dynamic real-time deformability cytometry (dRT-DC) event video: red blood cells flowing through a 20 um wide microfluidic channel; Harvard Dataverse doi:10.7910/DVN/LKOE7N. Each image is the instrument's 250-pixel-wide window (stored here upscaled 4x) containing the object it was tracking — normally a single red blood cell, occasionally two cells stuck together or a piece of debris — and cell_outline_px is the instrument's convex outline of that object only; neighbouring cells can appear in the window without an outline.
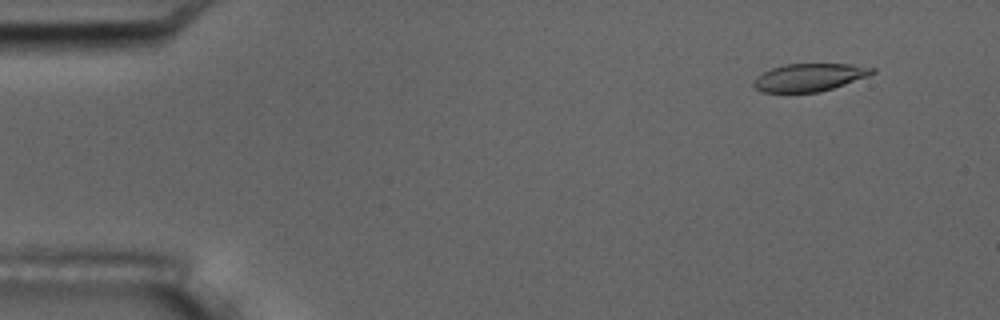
{"species": "common noctule bat (a hibernating species)", "species_latin": "Nyctalus noctula", "temperature_condition": "room temperature", "stored_images_in_passage": 50, "camera_frame_rate_fps": 3000, "um_per_image_px": 0.085, "animal": {"sex": "male", "body_mass_g": 17.5, "forearm_length_mm": 52.3}, "frame": {"image": 1, "passage_image": 1, "time_ms": 0.0, "image_size_px": [1000, 320], "cell_outline_px": [[876, 72], [868, 76], [820, 92], [764, 92], [756, 88], [752, 84], [752, 80], [756, 76], [772, 68], [784, 64], [848, 64], [876, 68]], "centroid_in_image_um": [68.78, 6.57], "position_along_channel_um": 16.2, "area_um2": 19.07}}
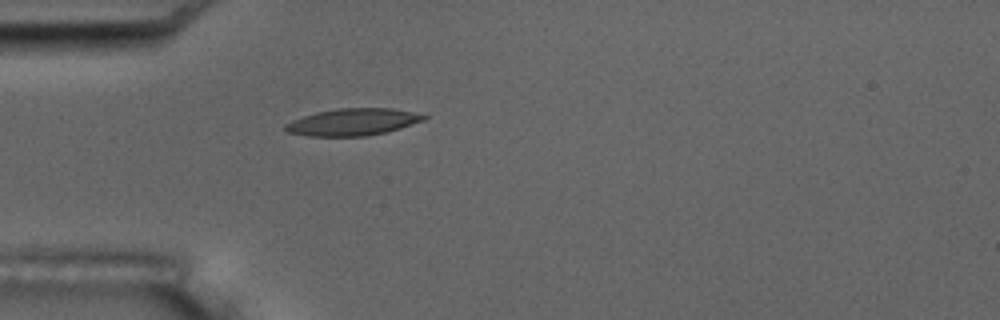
{"frame": {"image": 2, "passage_image": 12, "time_ms": 3.667, "image_size_px": [1000, 320], "cell_outline_px": [[428, 116], [424, 120], [400, 128], [384, 132], [364, 136], [308, 136], [284, 132], [284, 124], [292, 120], [316, 112], [336, 108], [392, 108], [412, 112]], "centroid_in_image_um": [29.93, 10.37], "position_along_channel_um": 55.1, "area_um2": 21.73}}
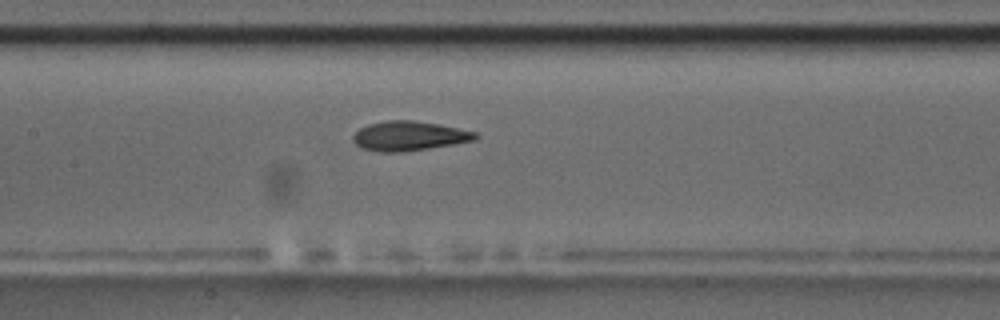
{"frame": {"image": 3, "passage_image": 22, "time_ms": 7.0, "image_size_px": [1000, 320], "cell_outline_px": [[480, 136], [476, 140], [404, 152], [380, 152], [360, 148], [352, 140], [352, 136], [360, 128], [368, 124], [388, 120], [412, 120], [440, 124], [476, 132]], "centroid_in_image_um": [34.76, 11.55], "position_along_channel_um": 172.6, "area_um2": 21.1}, "authors_computed_cell_mechanics": {"area_um2": 20.808, "velocity_mm_per_s": 3.7165, "shape_relaxation_time_tau1_ms": 5.9622, "shape_relaxation_time_tau2_ms": 2.2717, "deformation_change_tau1": 0.1982, "deformation_change_tau2": 0.1023}}